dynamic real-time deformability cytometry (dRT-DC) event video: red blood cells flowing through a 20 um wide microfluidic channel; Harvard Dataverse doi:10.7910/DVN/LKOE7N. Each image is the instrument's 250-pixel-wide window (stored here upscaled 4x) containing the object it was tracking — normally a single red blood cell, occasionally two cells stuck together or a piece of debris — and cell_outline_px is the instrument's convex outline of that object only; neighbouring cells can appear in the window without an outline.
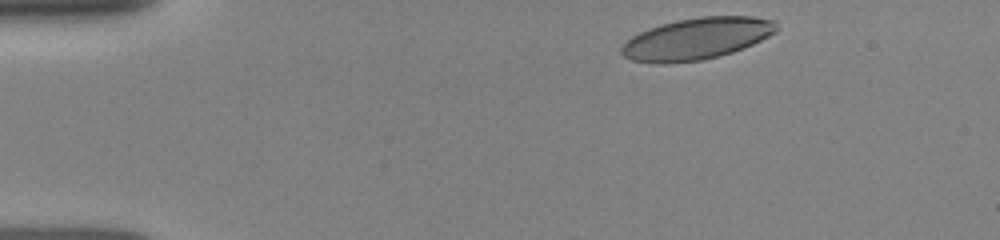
{"species": "human", "species_latin": "Homo sapiens", "temperature_condition": "room temperature", "stored_images_in_passage": 25, "camera_frame_rate_fps": 3000, "um_per_image_px": 0.085, "donor": {"sex": "female"}, "frame": {"image": 1, "passage_image": 1, "time_ms": 0.0, "image_size_px": [1000, 240], "cell_outline_px": [[776, 32], [744, 48], [732, 52], [700, 60], [664, 64], [660, 64], [632, 60], [624, 56], [620, 52], [620, 48], [632, 36], [648, 28], [676, 20], [700, 16], [752, 16], [776, 20]], "centroid_in_image_um": [59.21, 3.28], "position_along_channel_um": 25.8, "area_um2": 37.51}}
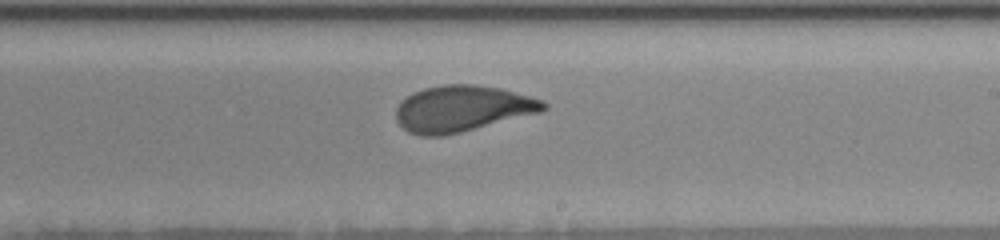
{"frame": {"image": 2, "passage_image": 13, "time_ms": 7.333, "image_size_px": [1000, 240], "cell_outline_px": [[548, 108], [540, 112], [444, 136], [420, 136], [408, 132], [396, 120], [396, 108], [400, 100], [412, 92], [424, 88], [444, 84], [472, 84], [500, 88], [544, 100], [548, 104]], "centroid_in_image_um": [39.26, 9.22], "position_along_channel_um": 249.7, "area_um2": 39.71}}
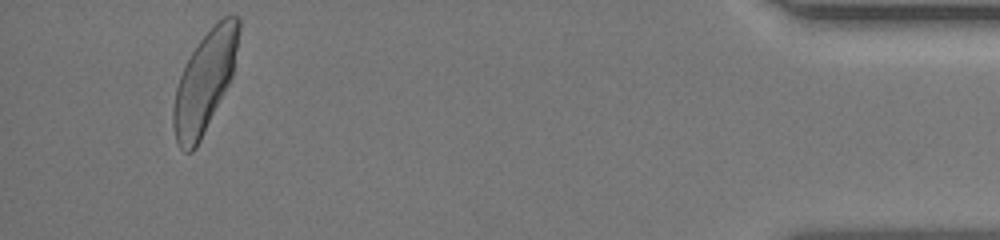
{"frame": {"image": 3, "passage_image": 24, "time_ms": 13.0, "image_size_px": [1000, 240], "cell_outline_px": [[240, 28], [232, 76], [196, 148], [192, 152], [184, 152], [176, 144], [172, 124], [172, 108], [176, 88], [180, 76], [192, 52], [200, 40], [216, 20], [224, 16], [240, 16]], "centroid_in_image_um": [17.38, 6.95], "position_along_channel_um": 417.8, "area_um2": 37.92}}